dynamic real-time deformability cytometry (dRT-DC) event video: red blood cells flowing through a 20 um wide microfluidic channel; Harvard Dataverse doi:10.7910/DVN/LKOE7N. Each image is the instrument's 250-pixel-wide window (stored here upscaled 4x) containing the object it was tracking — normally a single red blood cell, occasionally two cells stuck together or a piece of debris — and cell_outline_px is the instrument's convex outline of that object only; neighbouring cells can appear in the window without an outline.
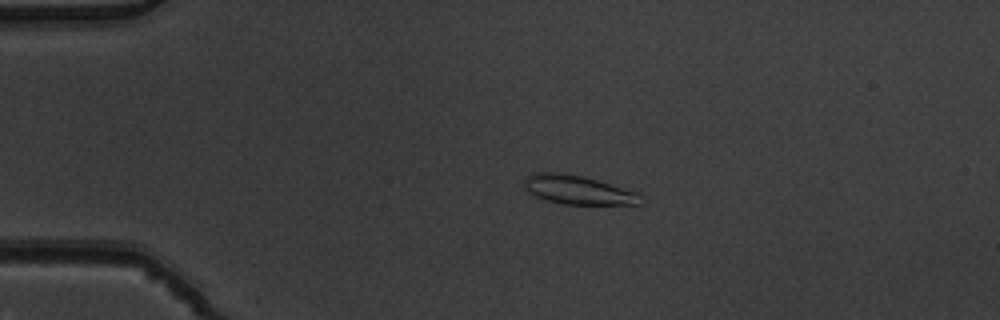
{"species": "common noctule bat (a hibernating species)", "species_latin": "Nyctalus noctula", "temperature_condition": "warm", "stored_images_in_passage": 5, "camera_frame_rate_fps": 3000, "um_per_image_px": 0.085, "animal": {"sex": "male", "body_mass_g": 19.5, "forearm_length_mm": 54.6}, "frame": {"image": 1, "passage_image": 4, "time_ms": 1.0, "image_size_px": [1000, 320], "cell_outline_px": [[640, 204], [564, 204], [548, 200], [536, 196], [528, 192], [524, 184], [524, 180], [532, 172], [556, 172], [580, 176], [596, 180], [640, 192]], "centroid_in_image_um": [49.12, 16.14], "position_along_channel_um": 35.9, "area_um2": 19.31}}